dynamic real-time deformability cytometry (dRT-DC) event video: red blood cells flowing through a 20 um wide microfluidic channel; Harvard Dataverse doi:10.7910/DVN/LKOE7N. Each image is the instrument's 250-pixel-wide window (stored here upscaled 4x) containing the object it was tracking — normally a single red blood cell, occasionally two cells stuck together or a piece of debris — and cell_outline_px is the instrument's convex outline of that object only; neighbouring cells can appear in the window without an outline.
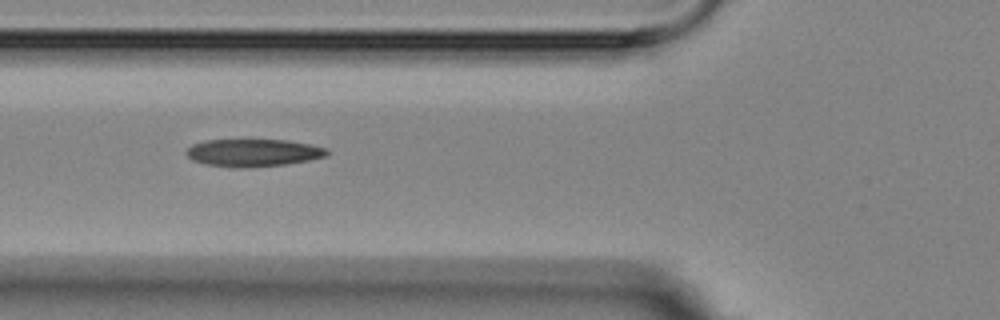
{"species": "Egyptian fruit bat (a non-hibernating species)", "species_latin": "Rousettus aegyptiacus", "temperature_condition": "room temperature", "stored_images_in_passage": 8, "camera_frame_rate_fps": 3000, "um_per_image_px": 0.085, "animal": {"sex": "female"}, "frame": {"image": 1, "passage_image": 6, "time_ms": 6.333, "image_size_px": [1000, 320], "cell_outline_px": [[328, 152], [324, 156], [308, 160], [284, 164], [232, 168], [208, 164], [192, 160], [184, 152], [192, 144], [208, 140], [288, 140], [312, 144], [328, 148]], "centroid_in_image_um": [21.51, 12.97], "position_along_channel_um": 104.3, "area_um2": 22.31}}
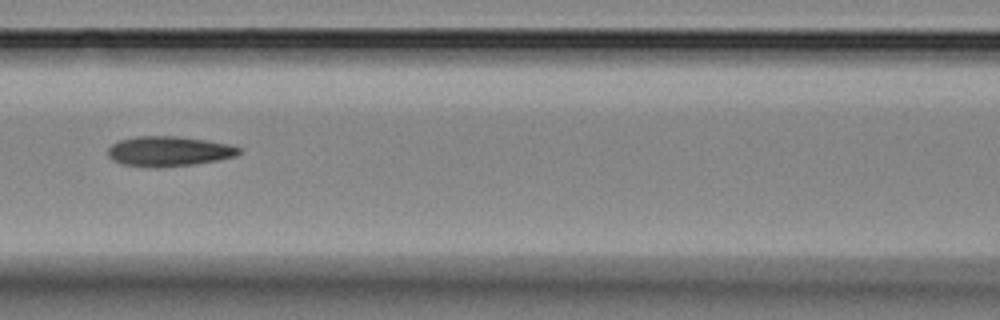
{"frame": {"image": 2, "passage_image": 7, "time_ms": 7.667, "image_size_px": [1000, 320], "cell_outline_px": [[240, 152], [236, 156], [216, 160], [192, 164], [156, 168], [120, 164], [112, 160], [108, 156], [108, 148], [112, 144], [120, 140], [136, 136], [176, 136], [204, 140], [228, 144], [240, 148]], "centroid_in_image_um": [14.29, 12.86], "position_along_channel_um": 152.3, "area_um2": 22.77}}
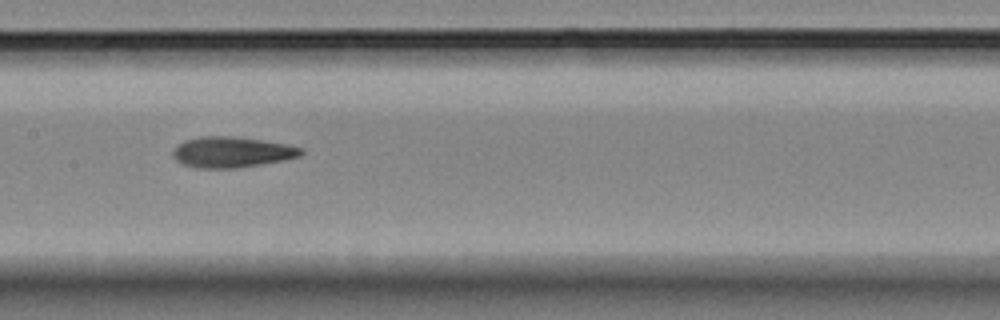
{"frame": {"image": 3, "passage_image": 8, "time_ms": 8.667, "image_size_px": [1000, 320], "cell_outline_px": [[304, 152], [300, 156], [284, 160], [236, 168], [200, 168], [184, 164], [176, 160], [172, 152], [184, 140], [200, 136], [232, 136], [264, 140], [284, 144], [300, 148]], "centroid_in_image_um": [19.7, 12.92], "position_along_channel_um": 187.7, "area_um2": 22.66}}